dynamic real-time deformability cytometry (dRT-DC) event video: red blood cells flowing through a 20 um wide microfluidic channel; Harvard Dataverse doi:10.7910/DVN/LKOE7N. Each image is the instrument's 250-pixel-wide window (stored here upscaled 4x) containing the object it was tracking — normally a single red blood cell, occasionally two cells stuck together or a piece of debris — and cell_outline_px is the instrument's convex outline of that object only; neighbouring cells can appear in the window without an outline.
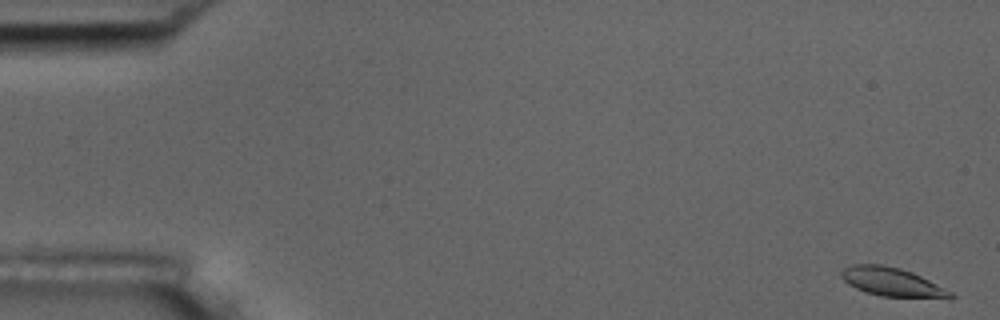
{"species": "common noctule bat (a hibernating species)", "species_latin": "Nyctalus noctula", "temperature_condition": "room temperature", "stored_images_in_passage": 5, "camera_frame_rate_fps": 3000, "um_per_image_px": 0.085, "animal": {"sex": "male", "body_mass_g": 17.5, "forearm_length_mm": 52.3}, "frame": {"image": 1, "passage_image": 1, "time_ms": 0.0, "image_size_px": [1000, 320], "cell_outline_px": [[956, 296], [880, 296], [856, 288], [848, 284], [840, 276], [840, 272], [844, 268], [852, 264], [880, 264], [900, 268], [912, 272], [952, 292]], "centroid_in_image_um": [75.69, 23.92], "position_along_channel_um": 9.3, "area_um2": 17.46}}
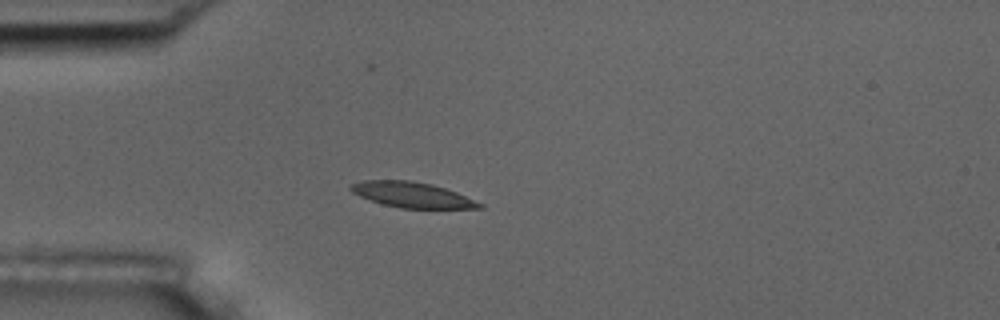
{"frame": {"image": 2, "passage_image": 4, "time_ms": 4.667, "image_size_px": [1000, 320], "cell_outline_px": [[484, 208], [400, 208], [384, 204], [360, 196], [352, 192], [348, 188], [352, 184], [364, 180], [412, 180], [432, 184], [456, 192], [484, 204]], "centroid_in_image_um": [35.04, 16.55], "position_along_channel_um": 50.0, "area_um2": 18.9}}